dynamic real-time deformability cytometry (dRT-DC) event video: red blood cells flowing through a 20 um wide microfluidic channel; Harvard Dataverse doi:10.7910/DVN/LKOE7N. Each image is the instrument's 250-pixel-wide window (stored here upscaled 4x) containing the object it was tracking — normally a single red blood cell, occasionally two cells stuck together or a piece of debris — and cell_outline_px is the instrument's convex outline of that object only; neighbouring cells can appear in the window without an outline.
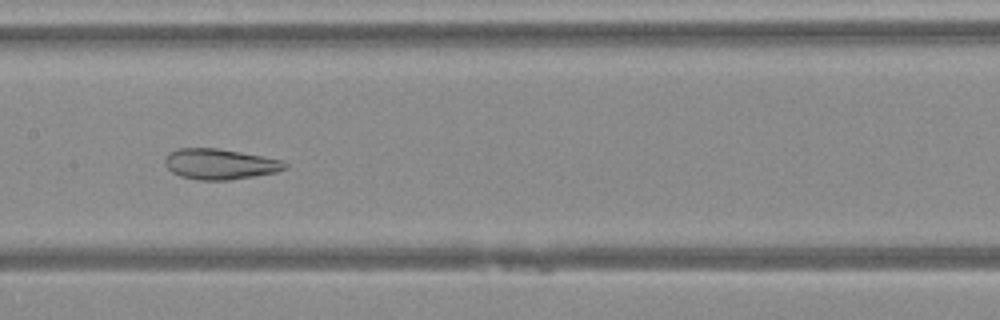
{"species": "Egyptian fruit bat (a non-hibernating species)", "species_latin": "Rousettus aegyptiacus", "temperature_condition": "warm", "stored_images_in_passage": 25, "camera_frame_rate_fps": 3000, "um_per_image_px": 0.085, "animal": {"sex": "female"}, "frame": {"image": 1, "passage_image": 10, "time_ms": 3.0, "image_size_px": [1000, 320], "cell_outline_px": [[288, 168], [276, 172], [256, 176], [228, 180], [196, 180], [180, 176], [172, 172], [164, 164], [164, 160], [168, 152], [180, 148], [216, 148], [240, 152], [284, 160], [288, 164]], "centroid_in_image_um": [18.7, 13.95], "position_along_channel_um": 188.7, "area_um2": 21.56}}
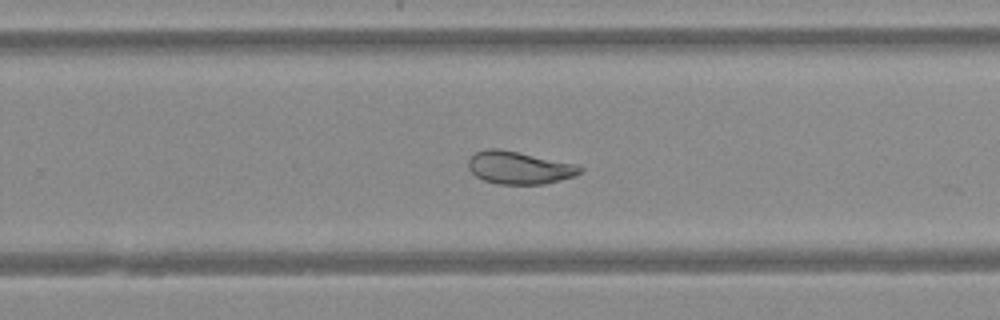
{"frame": {"image": 2, "passage_image": 17, "time_ms": 5.333, "image_size_px": [1000, 320], "cell_outline_px": [[584, 168], [576, 176], [544, 184], [496, 184], [484, 180], [476, 176], [468, 168], [468, 160], [476, 152], [488, 148], [500, 148], [576, 164]], "centroid_in_image_um": [44.13, 14.25], "position_along_channel_um": 285.7, "area_um2": 21.27}}
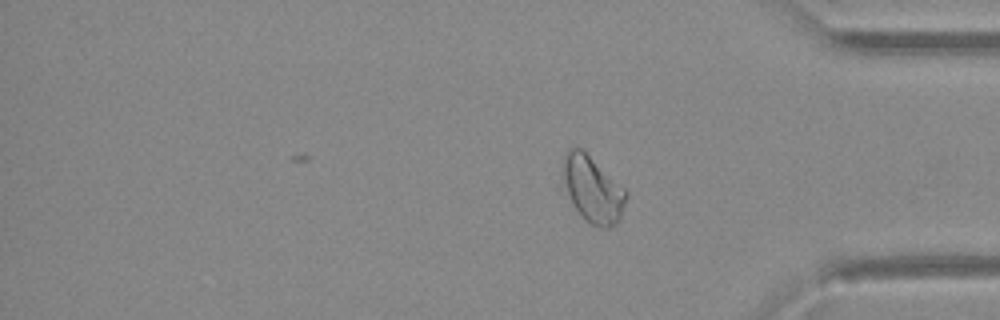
{"frame": {"image": 3, "passage_image": 25, "time_ms": 8.0, "image_size_px": [1000, 320], "cell_outline_px": [[628, 196], [620, 216], [608, 228], [600, 228], [592, 224], [556, 188], [556, 184], [564, 152], [568, 148], [580, 148], [624, 188], [628, 192]], "centroid_in_image_um": [50.2, 16.03], "position_along_channel_um": 385.0, "area_um2": 25.2}}